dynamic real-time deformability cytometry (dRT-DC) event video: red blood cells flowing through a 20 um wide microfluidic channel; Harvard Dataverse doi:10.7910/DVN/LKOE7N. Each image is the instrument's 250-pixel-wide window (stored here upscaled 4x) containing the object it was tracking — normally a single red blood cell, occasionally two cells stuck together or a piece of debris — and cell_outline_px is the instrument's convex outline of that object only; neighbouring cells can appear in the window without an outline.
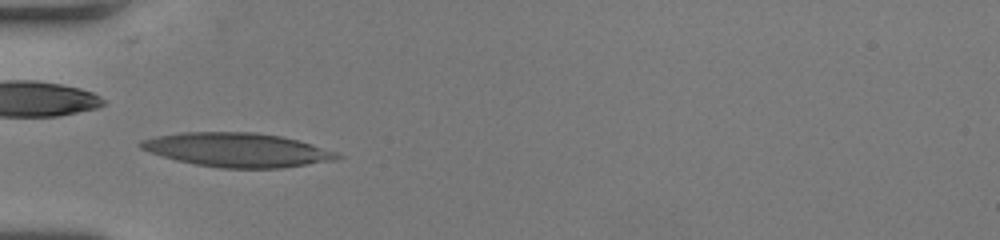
{"species": "human", "species_latin": "Homo sapiens", "temperature_condition": "room temperature", "stored_images_in_passage": 43, "camera_frame_rate_fps": 3000, "um_per_image_px": 0.085, "donor": {"sex": "female"}, "frame": {"image": 1, "passage_image": 13, "time_ms": 4.0, "image_size_px": [1000, 240], "cell_outline_px": [[344, 156], [336, 160], [280, 168], [220, 168], [196, 164], [176, 160], [140, 148], [136, 144], [140, 140], [156, 136], [180, 132], [256, 132], [280, 136], [312, 144], [336, 152]], "centroid_in_image_um": [20.15, 12.73], "position_along_channel_um": 64.8, "area_um2": 38.84}, "authors_computed_cell_mechanics": {"area_um2": 36.0672, "velocity_mm_per_s": 4.0626, "shape_relaxation_time_tau1_ms": 4.4485, "shape_relaxation_time_tau2_ms": 1.4138, "deformation_change_tau1": 0.2215, "deformation_change_tau2": 0.0692}}